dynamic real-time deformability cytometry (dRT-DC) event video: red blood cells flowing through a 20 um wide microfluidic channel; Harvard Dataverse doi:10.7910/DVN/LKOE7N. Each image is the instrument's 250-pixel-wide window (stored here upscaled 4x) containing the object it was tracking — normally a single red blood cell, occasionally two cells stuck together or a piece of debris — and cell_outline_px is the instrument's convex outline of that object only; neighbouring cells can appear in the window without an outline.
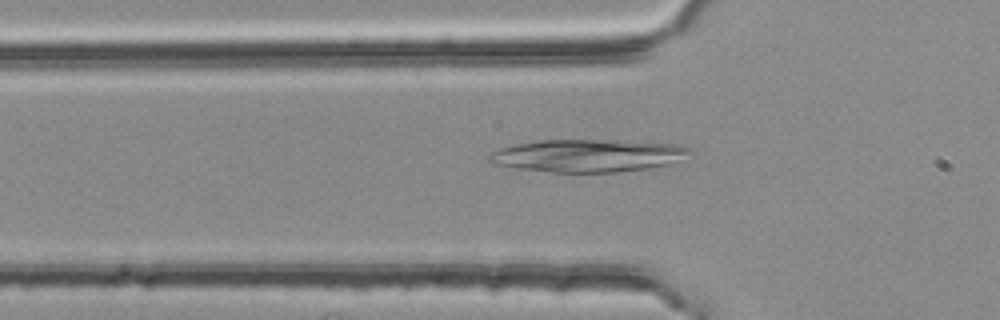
{"species": "common noctule bat (a hibernating species)", "species_latin": "Nyctalus noctula", "temperature_condition": "room temperature", "stored_images_in_passage": 39, "camera_frame_rate_fps": 3000, "um_per_image_px": 0.085, "animal": {"sex": "female", "body_mass_g": 25.1}, "frame": {"image": 1, "passage_image": 3, "time_ms": 0.667, "image_size_px": [1000, 320], "cell_outline_px": [[696, 152], [668, 164], [648, 168], [616, 172], [552, 172], [516, 168], [492, 164], [488, 160], [488, 156], [492, 152], [500, 148], [516, 144], [540, 140], [596, 140], [676, 144], [692, 148]], "centroid_in_image_um": [49.95, 13.23], "position_along_channel_um": 75.8, "area_um2": 37.92}}
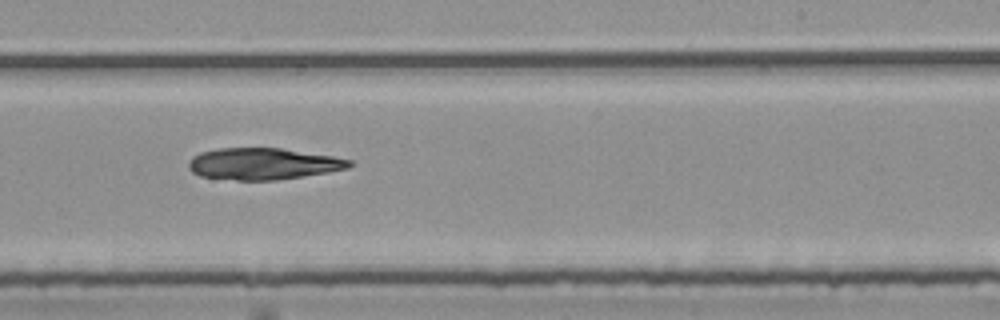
{"frame": {"image": 2, "passage_image": 18, "time_ms": 5.667, "image_size_px": [1000, 320], "cell_outline_px": [[356, 164], [348, 168], [328, 172], [304, 176], [276, 180], [236, 180], [200, 176], [192, 172], [188, 168], [188, 164], [192, 156], [200, 152], [220, 148], [280, 148], [332, 156], [352, 160]], "centroid_in_image_um": [22.37, 13.92], "position_along_channel_um": 266.6, "area_um2": 29.65}}
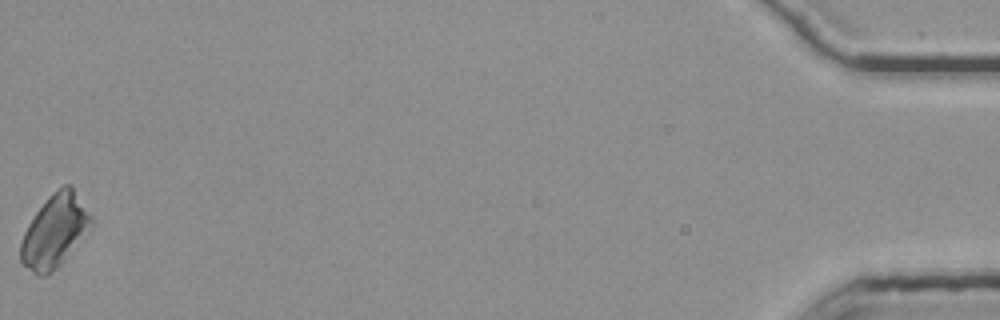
{"frame": {"image": 3, "passage_image": 39, "time_ms": 12.667, "image_size_px": [1000, 320], "cell_outline_px": [[92, 224], [64, 260], [52, 272], [44, 276], [36, 276], [20, 260], [20, 240], [28, 224], [36, 212], [48, 196], [52, 192], [64, 184], [72, 184], [92, 216]], "centroid_in_image_um": [4.63, 19.61], "position_along_channel_um": 430.6, "area_um2": 29.65}}